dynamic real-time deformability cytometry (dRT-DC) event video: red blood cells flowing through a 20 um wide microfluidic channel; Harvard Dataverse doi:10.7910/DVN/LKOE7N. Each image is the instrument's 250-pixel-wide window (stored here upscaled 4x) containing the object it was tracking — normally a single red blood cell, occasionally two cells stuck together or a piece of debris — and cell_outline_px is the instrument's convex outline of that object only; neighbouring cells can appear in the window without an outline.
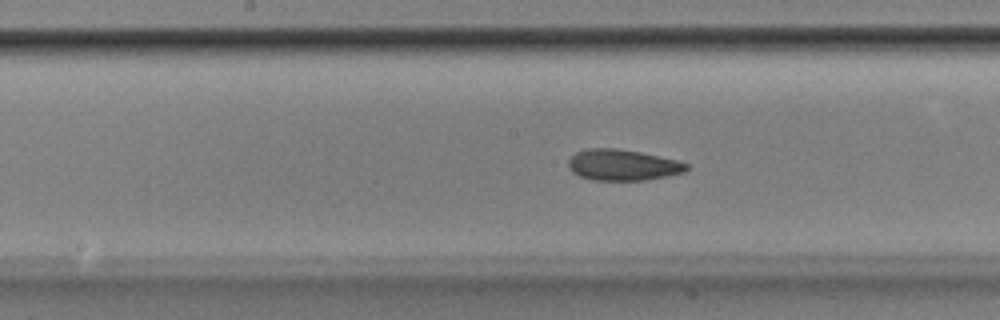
{"species": "Egyptian fruit bat (a non-hibernating species)", "species_latin": "Rousettus aegyptiacus", "temperature_condition": "room temperature", "stored_images_in_passage": 53, "camera_frame_rate_fps": 3000, "um_per_image_px": 0.085, "animal": {"sex": "male"}, "frame": {"image": 1, "passage_image": 27, "time_ms": 8.667, "image_size_px": [1000, 320], "cell_outline_px": [[688, 168], [684, 172], [668, 176], [644, 180], [592, 180], [580, 176], [572, 172], [568, 168], [568, 160], [576, 152], [588, 148], [616, 148], [640, 152], [680, 160], [688, 164]], "centroid_in_image_um": [52.93, 14.02], "position_along_channel_um": 195.3, "area_um2": 21.5}}
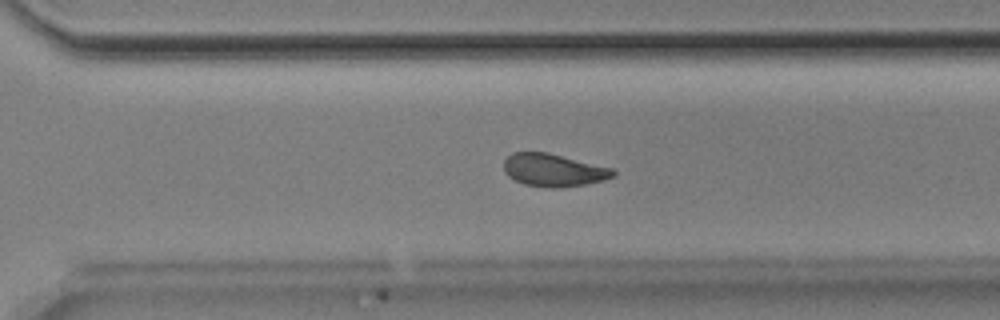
{"frame": {"image": 2, "passage_image": 37, "time_ms": 12.0, "image_size_px": [1000, 320], "cell_outline_px": [[616, 176], [604, 180], [584, 184], [552, 188], [548, 188], [524, 184], [508, 176], [504, 172], [504, 160], [512, 152], [548, 152], [612, 168], [616, 172]], "centroid_in_image_um": [47.04, 14.45], "position_along_channel_um": 323.6, "area_um2": 20.81}}
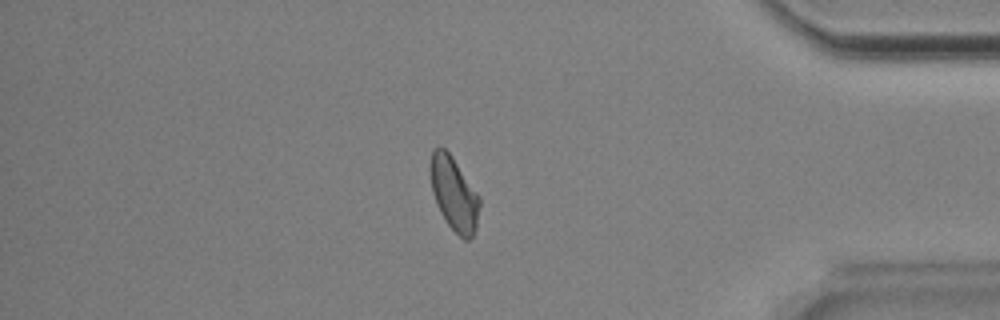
{"frame": {"image": 3, "passage_image": 45, "time_ms": 14.667, "image_size_px": [1000, 320], "cell_outline_px": [[480, 204], [476, 228], [472, 236], [468, 240], [464, 240], [448, 224], [440, 212], [432, 192], [428, 168], [432, 148], [444, 148], [452, 156], [480, 196]], "centroid_in_image_um": [38.57, 16.44], "position_along_channel_um": 396.6, "area_um2": 21.27}, "authors_computed_cell_mechanics": {"area_um2": 21.7906, "velocity_mm_per_s": 3.8628, "shape_relaxation_time_tau1_ms": 4.3968, "shape_relaxation_time_tau2_ms": 2.9471, "deformation_change_tau1": 0.1165, "deformation_change_tau2": 0.0941}}